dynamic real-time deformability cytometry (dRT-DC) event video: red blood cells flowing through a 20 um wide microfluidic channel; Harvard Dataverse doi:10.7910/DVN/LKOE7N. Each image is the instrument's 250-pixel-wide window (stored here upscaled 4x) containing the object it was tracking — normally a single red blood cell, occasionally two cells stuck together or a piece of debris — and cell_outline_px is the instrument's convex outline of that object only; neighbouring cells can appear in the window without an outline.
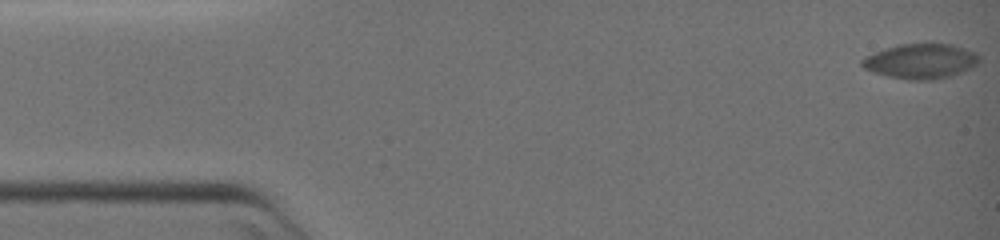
{"species": "common noctule bat (a hibernating species)", "species_latin": "Nyctalus noctula", "temperature_condition": "warm", "stored_images_in_passage": 67, "segment_of_instrument_passage": [1, 2], "camera_frame_rate_fps": 3000, "um_per_image_px": 0.085, "animal": {"sex": "female", "body_mass_g": 19.0, "forearm_length_mm": 51.5}, "frame": {"image": 1, "passage_image": 1, "time_ms": 0.0, "image_size_px": [1000, 240], "cell_outline_px": [[980, 60], [972, 68], [948, 76], [932, 80], [908, 80], [888, 76], [864, 68], [860, 64], [860, 60], [864, 56], [884, 48], [900, 44], [932, 40], [952, 44], [976, 52], [980, 56]], "centroid_in_image_um": [78.27, 5.14], "position_along_channel_um": 6.7, "area_um2": 24.57}}